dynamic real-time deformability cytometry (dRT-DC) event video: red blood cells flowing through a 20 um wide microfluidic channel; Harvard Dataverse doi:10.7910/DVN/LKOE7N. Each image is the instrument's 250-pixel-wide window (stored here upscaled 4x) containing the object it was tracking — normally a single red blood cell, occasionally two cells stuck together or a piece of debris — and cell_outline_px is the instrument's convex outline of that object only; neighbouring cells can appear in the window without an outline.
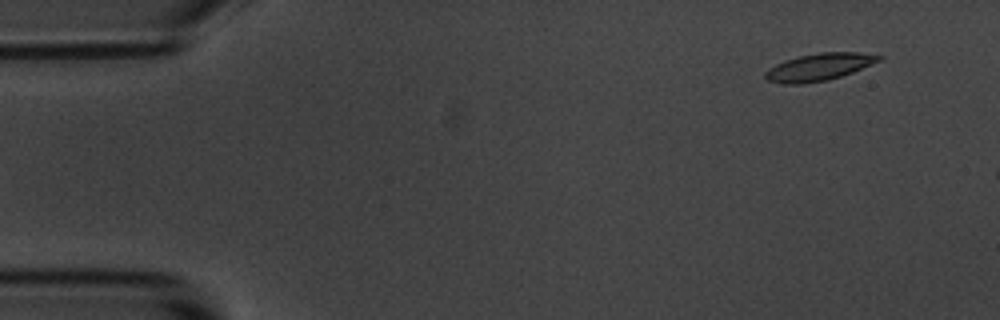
{"species": "common noctule bat (a hibernating species)", "species_latin": "Nyctalus noctula", "temperature_condition": "room temperature", "stored_images_in_passage": 4, "camera_frame_rate_fps": 3000, "um_per_image_px": 0.085, "animal": {"sex": "male", "body_mass_g": 20.1, "forearm_length_mm": 53.5}, "frame": {"image": 1, "passage_image": 2, "time_ms": 1.333, "image_size_px": [1000, 320], "cell_outline_px": [[884, 56], [880, 60], [852, 72], [828, 80], [800, 84], [784, 84], [768, 80], [764, 76], [764, 72], [768, 68], [784, 60], [800, 56], [820, 52], [860, 52]], "centroid_in_image_um": [69.59, 5.69], "position_along_channel_um": 15.4, "area_um2": 17.92}}